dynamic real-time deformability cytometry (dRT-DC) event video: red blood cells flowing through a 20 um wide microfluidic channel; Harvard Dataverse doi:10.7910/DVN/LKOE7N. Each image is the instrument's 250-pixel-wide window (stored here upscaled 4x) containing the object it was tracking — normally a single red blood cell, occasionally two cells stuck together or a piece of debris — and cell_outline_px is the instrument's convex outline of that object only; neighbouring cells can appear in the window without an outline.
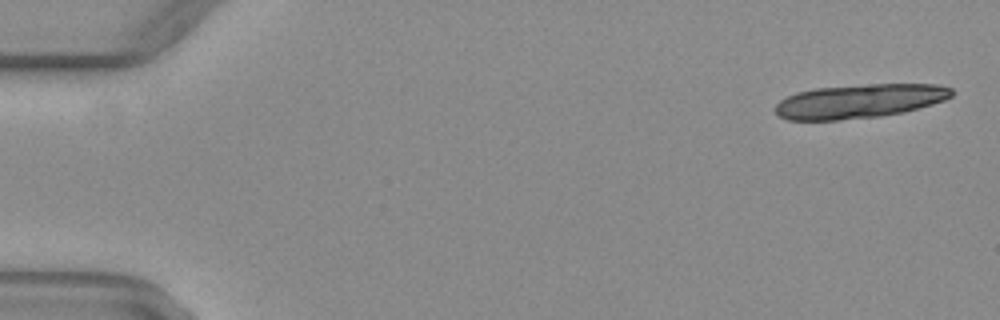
{"species": "common noctule bat (a hibernating species)", "species_latin": "Nyctalus noctula", "temperature_condition": "warm", "stored_images_in_passage": 18, "camera_frame_rate_fps": 3000, "um_per_image_px": 0.085, "animal": {"sex": "female", "body_mass_g": 29.2, "forearm_length_mm": 56.3}, "frame": {"image": 1, "passage_image": 2, "time_ms": 0.333, "image_size_px": [1000, 320], "cell_outline_px": [[952, 96], [944, 100], [932, 104], [904, 112], [880, 116], [840, 120], [788, 120], [780, 116], [776, 112], [776, 104], [780, 100], [796, 92], [816, 88], [872, 84], [936, 84], [952, 88]], "centroid_in_image_um": [73.05, 8.6], "position_along_channel_um": 11.9, "area_um2": 34.8}}